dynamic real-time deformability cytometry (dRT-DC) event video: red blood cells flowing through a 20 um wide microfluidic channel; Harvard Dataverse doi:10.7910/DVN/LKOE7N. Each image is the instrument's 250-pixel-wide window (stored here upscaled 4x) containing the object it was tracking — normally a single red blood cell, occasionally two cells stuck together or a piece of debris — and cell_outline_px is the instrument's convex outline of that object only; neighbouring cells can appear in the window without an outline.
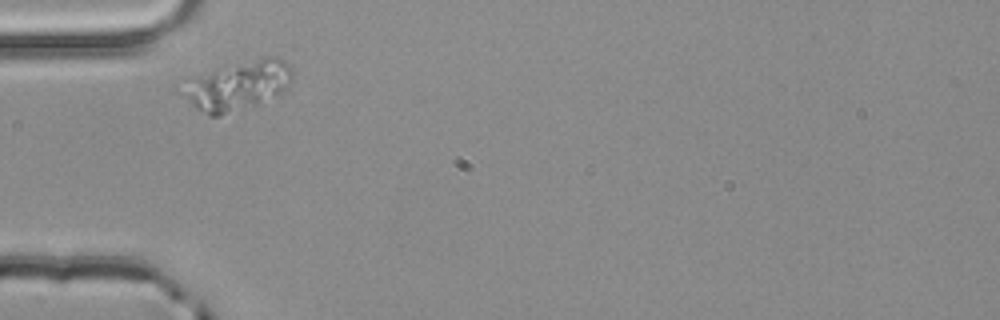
{"species": "common noctule bat (a hibernating species)", "species_latin": "Nyctalus noctula", "temperature_condition": "room temperature", "stored_images_in_passage": 1, "camera_frame_rate_fps": 3000, "um_per_image_px": 0.085, "animal": {"sex": "male", "body_mass_g": 20.4}, "frame": {"image": 1, "passage_image": 1, "time_ms": 0.0, "image_size_px": [1000, 320], "cell_outline_px": [[292, 80], [284, 92], [220, 116], [208, 116], [196, 108], [184, 96], [192, 76], [216, 68], [268, 56], [276, 56], [284, 60], [288, 64], [292, 72]], "centroid_in_image_um": [20.26, 7.24], "position_along_channel_um": 64.7, "area_um2": 30.58}}